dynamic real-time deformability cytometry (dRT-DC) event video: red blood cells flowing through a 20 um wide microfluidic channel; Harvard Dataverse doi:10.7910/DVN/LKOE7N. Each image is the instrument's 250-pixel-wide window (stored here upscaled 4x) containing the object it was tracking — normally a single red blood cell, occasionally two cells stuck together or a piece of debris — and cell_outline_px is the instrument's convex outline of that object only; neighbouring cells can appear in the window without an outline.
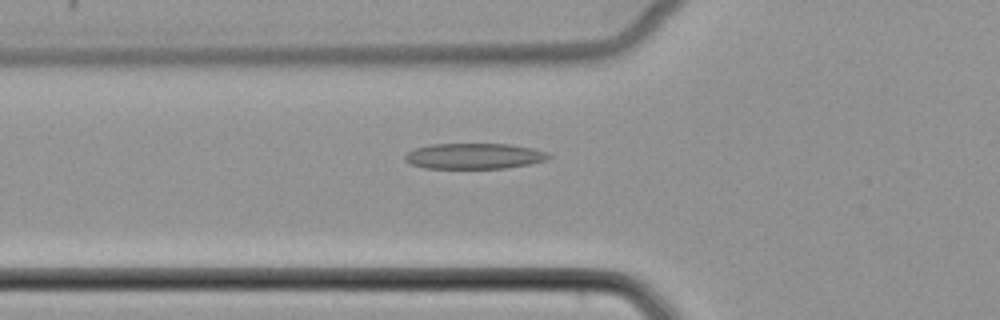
{"species": "common noctule bat (a hibernating species)", "species_latin": "Nyctalus noctula", "temperature_condition": "cold", "stored_images_in_passage": 46, "camera_frame_rate_fps": 3000, "um_per_image_px": 0.085, "animal": {"sex": "female", "body_mass_g": 22.7, "forearm_length_mm": 54.2}, "frame": {"image": 1, "passage_image": 13, "time_ms": 4.0, "image_size_px": [1000, 320], "cell_outline_px": [[552, 156], [544, 160], [528, 164], [504, 168], [424, 168], [412, 164], [404, 160], [404, 156], [408, 152], [416, 148], [432, 144], [508, 144], [532, 148], [548, 152]], "centroid_in_image_um": [40.29, 13.26], "position_along_channel_um": 85.5, "area_um2": 21.33}}
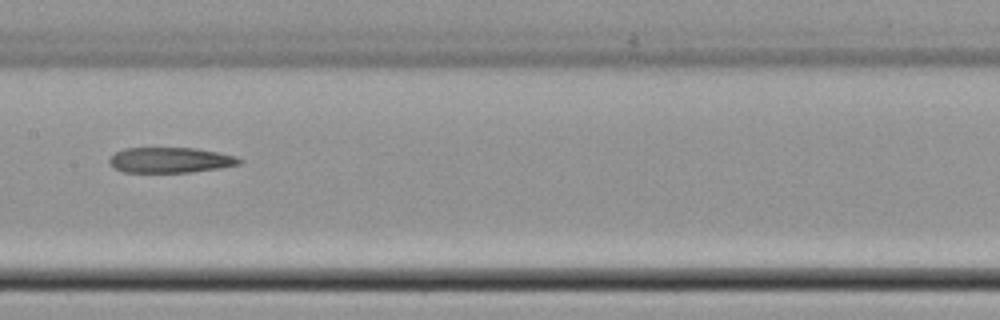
{"frame": {"image": 2, "passage_image": 21, "time_ms": 6.667, "image_size_px": [1000, 320], "cell_outline_px": [[244, 160], [240, 164], [220, 168], [192, 172], [124, 172], [112, 168], [108, 164], [108, 160], [116, 152], [124, 148], [196, 148], [236, 156]], "centroid_in_image_um": [14.46, 13.61], "position_along_channel_um": 192.9, "area_um2": 19.36}}
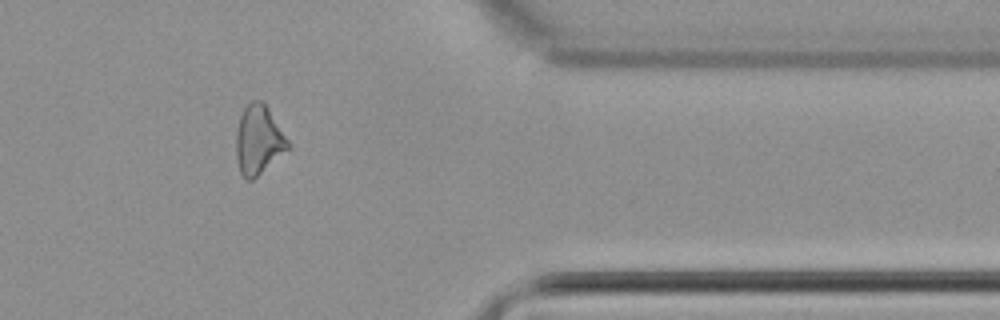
{"frame": {"image": 3, "passage_image": 37, "time_ms": 12.0, "image_size_px": [1000, 320], "cell_outline_px": [[288, 148], [252, 180], [244, 180], [240, 172], [236, 160], [236, 132], [240, 116], [244, 108], [252, 100], [260, 100], [268, 108], [288, 140]], "centroid_in_image_um": [21.93, 11.9], "position_along_channel_um": 389.5, "area_um2": 20.4}}